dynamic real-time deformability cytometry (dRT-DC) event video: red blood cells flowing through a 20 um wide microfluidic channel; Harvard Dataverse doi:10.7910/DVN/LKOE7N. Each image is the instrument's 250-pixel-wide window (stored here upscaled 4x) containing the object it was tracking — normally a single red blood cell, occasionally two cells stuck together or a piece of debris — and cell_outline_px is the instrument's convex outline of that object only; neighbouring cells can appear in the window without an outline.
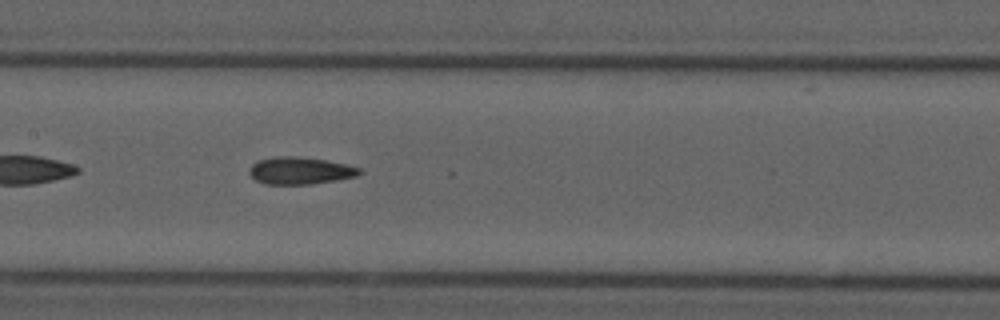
{"species": "common noctule bat (a hibernating species)", "species_latin": "Nyctalus noctula", "temperature_condition": "cold", "stored_images_in_passage": 40, "camera_frame_rate_fps": 3000, "um_per_image_px": 0.085, "animal": {"sex": "male", "forearm_length_mm": 52.5}, "frame": {"image": 1, "passage_image": 12, "time_ms": 3.667, "image_size_px": [1000, 320], "cell_outline_px": [[364, 172], [356, 176], [336, 180], [312, 184], [264, 184], [256, 180], [248, 172], [248, 168], [256, 160], [276, 156], [296, 156], [324, 160], [344, 164], [360, 168]], "centroid_in_image_um": [25.47, 14.5], "position_along_channel_um": 181.9, "area_um2": 17.51}, "authors_computed_cell_mechanics": {"area_um2": 17.051, "velocity_mm_per_s": 3.7091, "shape_relaxation_time_tau1_ms": null, "shape_relaxation_time_tau2_ms": 4.6296, "deformation_change_tau1": null, "deformation_change_tau2": 0.1274}}